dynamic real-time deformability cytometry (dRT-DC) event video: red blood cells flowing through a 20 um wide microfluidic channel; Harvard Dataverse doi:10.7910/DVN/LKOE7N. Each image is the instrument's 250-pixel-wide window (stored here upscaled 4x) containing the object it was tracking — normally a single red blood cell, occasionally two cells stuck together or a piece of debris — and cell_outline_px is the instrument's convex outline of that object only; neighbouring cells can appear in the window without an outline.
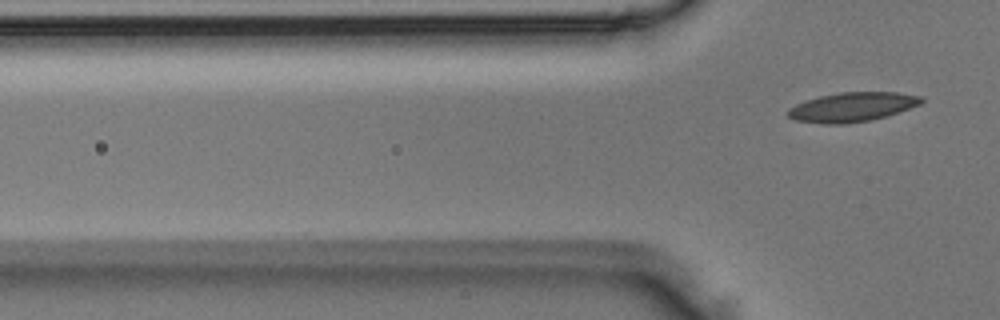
{"species": "Egyptian fruit bat (a non-hibernating species)", "species_latin": "Rousettus aegyptiacus", "temperature_condition": "room temperature", "stored_images_in_passage": 2, "camera_frame_rate_fps": 3000, "um_per_image_px": 0.085, "animal": {"sex": "male"}, "frame": {"image": 1, "passage_image": 2, "time_ms": 0.333, "image_size_px": [1000, 320], "cell_outline_px": [[924, 100], [920, 104], [888, 116], [868, 120], [844, 124], [824, 124], [792, 120], [788, 116], [788, 108], [796, 104], [820, 96], [840, 92], [896, 92], [920, 96]], "centroid_in_image_um": [72.42, 9.1], "position_along_channel_um": 53.4, "area_um2": 22.72}}